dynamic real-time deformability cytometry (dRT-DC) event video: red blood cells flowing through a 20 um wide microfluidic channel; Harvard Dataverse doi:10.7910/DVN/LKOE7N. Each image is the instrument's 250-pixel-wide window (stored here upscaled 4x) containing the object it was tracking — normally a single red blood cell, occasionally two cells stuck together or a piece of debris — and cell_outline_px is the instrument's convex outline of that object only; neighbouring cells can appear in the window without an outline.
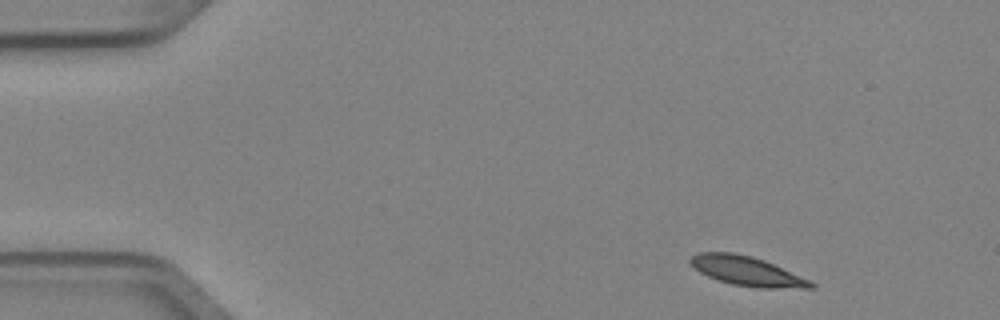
{"species": "Egyptian fruit bat (a non-hibernating species)", "species_latin": "Rousettus aegyptiacus", "temperature_condition": "cold", "stored_images_in_passage": 6, "camera_frame_rate_fps": 3000, "um_per_image_px": 0.085, "animal": {"sex": "female"}, "frame": {"image": 1, "passage_image": 1, "time_ms": 0.0, "image_size_px": [1000, 320], "cell_outline_px": [[816, 288], [756, 288], [732, 284], [716, 280], [700, 272], [688, 260], [696, 252], [732, 252], [752, 256], [764, 260], [808, 280], [816, 284]], "centroid_in_image_um": [63.46, 23.04], "position_along_channel_um": 21.5, "area_um2": 20.46}}
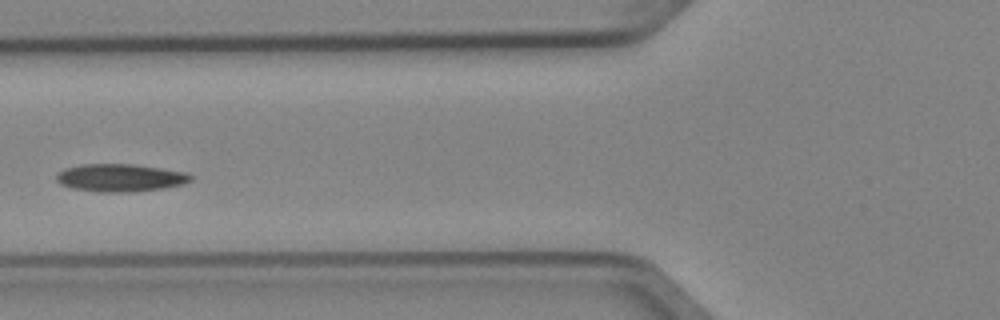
{"frame": {"image": 2, "passage_image": 5, "time_ms": 1.333, "image_size_px": [1000, 320], "cell_outline_px": [[192, 180], [184, 184], [164, 188], [128, 192], [96, 192], [72, 188], [60, 184], [56, 180], [56, 176], [64, 168], [84, 164], [132, 164], [160, 168], [184, 172], [192, 176]], "centroid_in_image_um": [10.21, 15.11], "position_along_channel_um": 115.6, "area_um2": 21.62}}
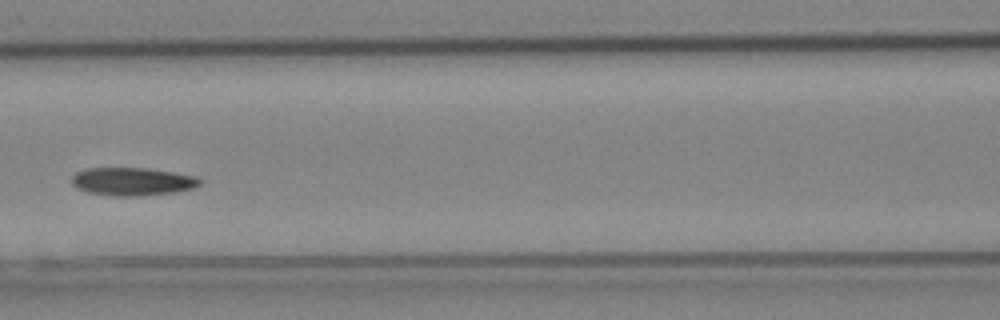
{"frame": {"image": 3, "passage_image": 6, "time_ms": 1.667, "image_size_px": [1000, 320], "cell_outline_px": [[204, 180], [200, 184], [192, 188], [176, 192], [140, 196], [112, 196], [88, 192], [76, 188], [72, 184], [72, 176], [76, 172], [84, 168], [148, 168], [200, 176]], "centroid_in_image_um": [11.29, 15.42], "position_along_channel_um": 155.3, "area_um2": 21.27}}